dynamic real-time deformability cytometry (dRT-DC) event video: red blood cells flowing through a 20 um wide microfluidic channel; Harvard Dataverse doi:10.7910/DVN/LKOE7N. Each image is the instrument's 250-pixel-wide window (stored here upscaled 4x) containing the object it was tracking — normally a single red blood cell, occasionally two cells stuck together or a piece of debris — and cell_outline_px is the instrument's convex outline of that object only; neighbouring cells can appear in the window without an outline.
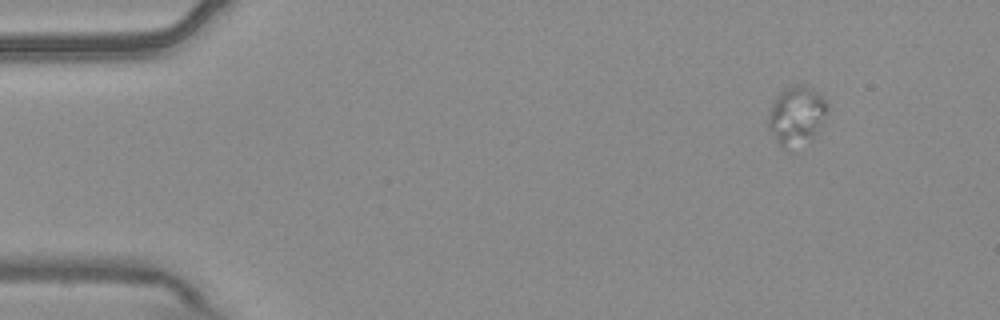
{"species": "common noctule bat (a hibernating species)", "species_latin": "Nyctalus noctula", "temperature_condition": "warm", "stored_images_in_passage": 5, "camera_frame_rate_fps": 3000, "um_per_image_px": 0.085, "animal": {"sex": "male", "body_mass_g": 20.4}, "frame": {"image": 1, "passage_image": 5, "time_ms": 1.333, "image_size_px": [1000, 320], "cell_outline_px": [[828, 112], [816, 132], [812, 136], [784, 148], [776, 140], [768, 128], [768, 112], [776, 100], [788, 88], [796, 84], [804, 84], [812, 88], [828, 104]], "centroid_in_image_um": [67.71, 9.77], "position_along_channel_um": 17.3, "area_um2": 19.07}}